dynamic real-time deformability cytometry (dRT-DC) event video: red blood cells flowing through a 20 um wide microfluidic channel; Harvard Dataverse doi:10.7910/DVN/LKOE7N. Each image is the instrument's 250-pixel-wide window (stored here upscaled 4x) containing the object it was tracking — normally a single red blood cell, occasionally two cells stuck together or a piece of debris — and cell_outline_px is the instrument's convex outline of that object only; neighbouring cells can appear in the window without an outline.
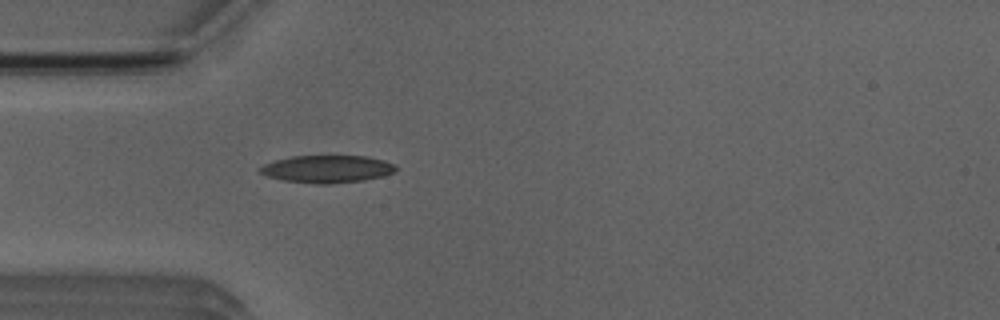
{"species": "Egyptian fruit bat (a non-hibernating species)", "species_latin": "Rousettus aegyptiacus", "temperature_condition": "room temperature", "stored_images_in_passage": 2, "camera_frame_rate_fps": 3000, "um_per_image_px": 0.085, "animal": {"sex": "male"}, "frame": {"image": 1, "passage_image": 2, "time_ms": 1.0, "image_size_px": [1000, 320], "cell_outline_px": [[400, 168], [396, 172], [384, 176], [364, 180], [332, 184], [312, 184], [280, 180], [268, 176], [260, 172], [260, 168], [264, 164], [276, 160], [292, 156], [368, 156], [384, 160], [396, 164]], "centroid_in_image_um": [27.88, 14.37], "position_along_channel_um": 57.1, "area_um2": 22.08}}